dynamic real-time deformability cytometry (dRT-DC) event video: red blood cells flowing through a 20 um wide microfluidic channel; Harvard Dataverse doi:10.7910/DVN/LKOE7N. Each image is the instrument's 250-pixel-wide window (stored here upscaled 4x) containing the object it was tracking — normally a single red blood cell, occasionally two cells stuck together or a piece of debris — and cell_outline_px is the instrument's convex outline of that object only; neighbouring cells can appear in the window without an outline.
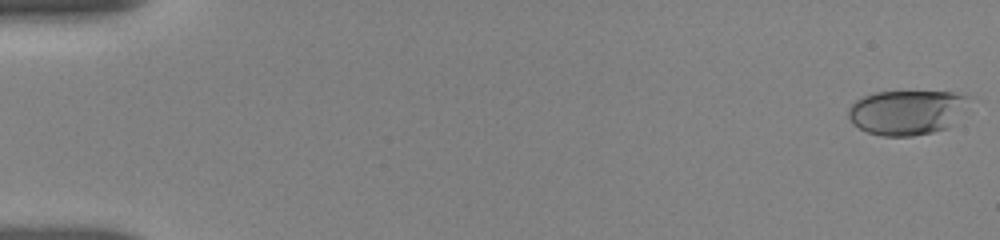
{"species": "human", "species_latin": "Homo sapiens", "temperature_condition": "room temperature", "stored_images_in_passage": 46, "camera_frame_rate_fps": 3000, "um_per_image_px": 0.085, "donor": {"sex": "female"}, "frame": {"image": 1, "passage_image": 1, "time_ms": 0.0, "image_size_px": [1000, 240], "cell_outline_px": [[972, 96], [948, 128], [932, 132], [912, 136], [880, 136], [868, 132], [852, 124], [848, 116], [848, 108], [856, 100], [864, 96], [876, 92], [952, 92]], "centroid_in_image_um": [77.04, 9.55], "position_along_channel_um": 8.0, "area_um2": 31.21}}
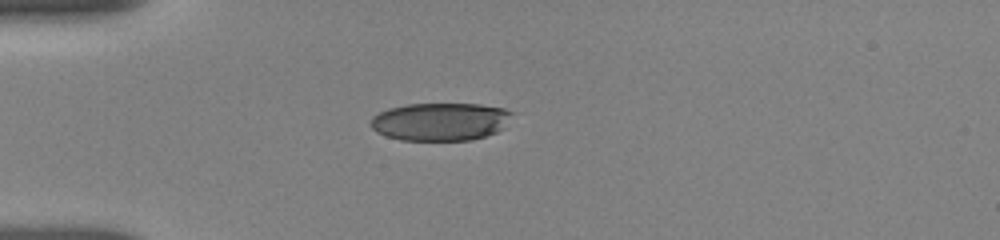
{"frame": {"image": 2, "passage_image": 34, "time_ms": 4.667, "image_size_px": [1000, 240], "cell_outline_px": [[516, 112], [496, 132], [472, 140], [400, 140], [384, 136], [376, 132], [368, 124], [372, 116], [388, 108], [408, 104], [480, 104], [504, 108]], "centroid_in_image_um": [37.38, 10.33], "position_along_channel_um": 47.6, "area_um2": 31.39}}
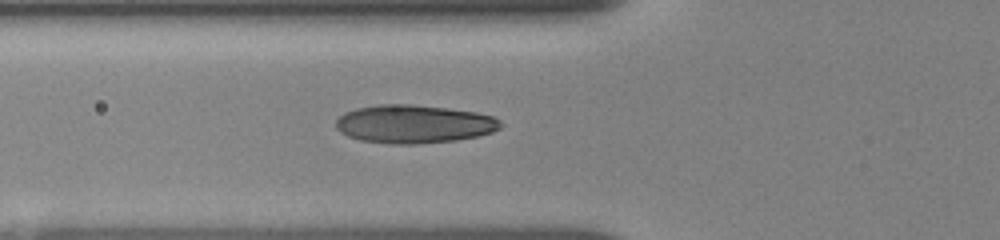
{"frame": {"image": 3, "passage_image": 46, "time_ms": 6.333, "image_size_px": [1000, 240], "cell_outline_px": [[504, 124], [500, 128], [492, 132], [476, 136], [456, 140], [416, 144], [392, 144], [360, 140], [348, 136], [340, 132], [336, 128], [336, 120], [344, 112], [356, 108], [376, 104], [412, 104], [448, 108], [476, 112], [492, 116], [500, 120]], "centroid_in_image_um": [35.17, 10.53], "position_along_channel_um": 90.6, "area_um2": 36.93}}